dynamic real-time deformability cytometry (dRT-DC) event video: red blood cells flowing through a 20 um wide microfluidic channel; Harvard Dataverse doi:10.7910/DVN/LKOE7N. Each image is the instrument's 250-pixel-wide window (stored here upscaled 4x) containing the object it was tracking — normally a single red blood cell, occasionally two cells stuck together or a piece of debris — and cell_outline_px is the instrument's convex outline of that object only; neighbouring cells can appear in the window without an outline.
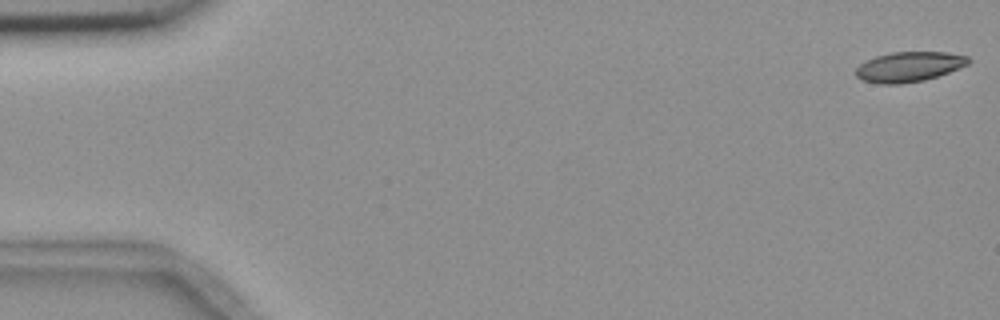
{"species": "common noctule bat (a hibernating species)", "species_latin": "Nyctalus noctula", "temperature_condition": "room temperature", "stored_images_in_passage": 8, "camera_frame_rate_fps": 3000, "um_per_image_px": 0.085, "animal": {"sex": "female", "body_mass_g": 18.4}, "frame": {"image": 1, "passage_image": 1, "time_ms": 0.0, "image_size_px": [1000, 320], "cell_outline_px": [[972, 60], [968, 64], [948, 72], [924, 80], [900, 84], [880, 84], [860, 80], [856, 76], [856, 68], [860, 64], [876, 56], [892, 52], [948, 52], [968, 56]], "centroid_in_image_um": [77.26, 5.67], "position_along_channel_um": 7.7, "area_um2": 19.65}}
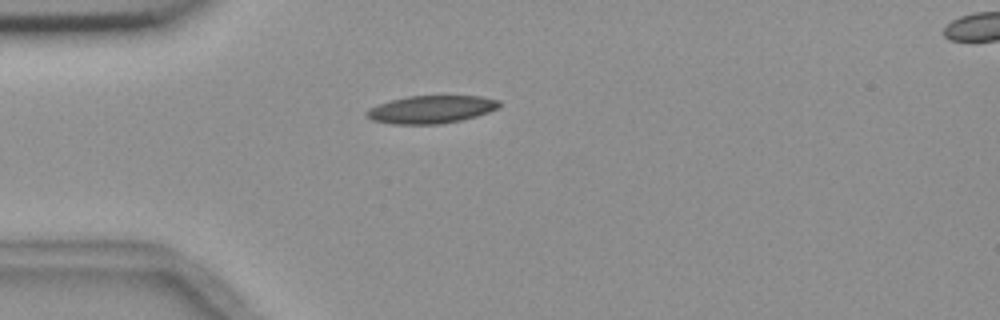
{"frame": {"image": 2, "passage_image": 5, "time_ms": 4.667, "image_size_px": [1000, 320], "cell_outline_px": [[500, 108], [476, 116], [460, 120], [440, 124], [392, 124], [372, 120], [364, 116], [364, 112], [368, 108], [392, 100], [408, 96], [480, 96], [500, 100]], "centroid_in_image_um": [36.64, 9.3], "position_along_channel_um": 48.4, "area_um2": 21.5}}
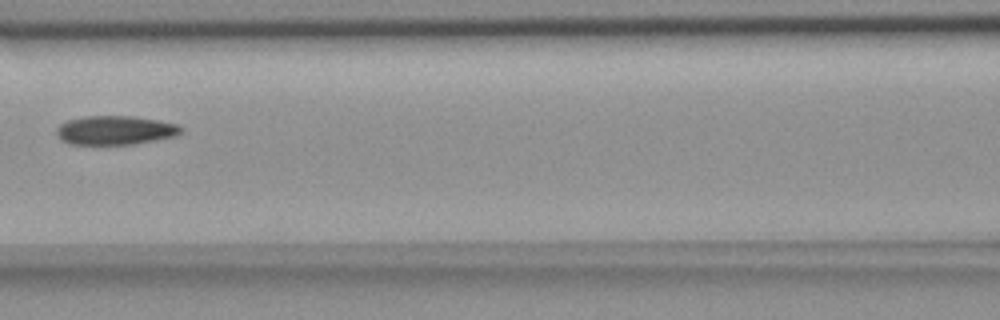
{"frame": {"image": 3, "passage_image": 8, "time_ms": 8.0, "image_size_px": [1000, 320], "cell_outline_px": [[184, 128], [176, 136], [156, 140], [132, 144], [68, 144], [60, 140], [56, 132], [56, 128], [60, 124], [68, 120], [84, 116], [132, 116], [160, 120], [180, 124]], "centroid_in_image_um": [9.81, 11.06], "position_along_channel_um": 156.8, "area_um2": 21.21}}